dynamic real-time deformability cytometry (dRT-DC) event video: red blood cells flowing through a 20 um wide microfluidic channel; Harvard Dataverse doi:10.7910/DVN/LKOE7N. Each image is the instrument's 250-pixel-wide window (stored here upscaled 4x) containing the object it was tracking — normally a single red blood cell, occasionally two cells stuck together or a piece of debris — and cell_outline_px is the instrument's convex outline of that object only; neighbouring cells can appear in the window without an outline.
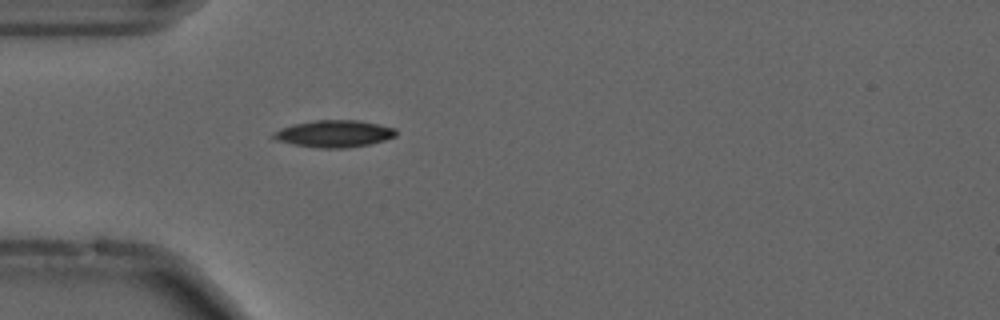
{"species": "common noctule bat (a hibernating species)", "species_latin": "Nyctalus noctula", "temperature_condition": "cold", "stored_images_in_passage": 12, "camera_frame_rate_fps": 3000, "um_per_image_px": 0.085, "animal": {"sex": "male", "forearm_length_mm": 52.5}, "frame": {"image": 1, "passage_image": 1, "time_ms": 0.0, "image_size_px": [1000, 320], "cell_outline_px": [[396, 136], [384, 140], [368, 144], [344, 148], [324, 148], [296, 144], [276, 140], [272, 136], [280, 128], [292, 124], [316, 120], [360, 120], [380, 124], [396, 128]], "centroid_in_image_um": [28.44, 11.34], "position_along_channel_um": 56.6, "area_um2": 19.07}}
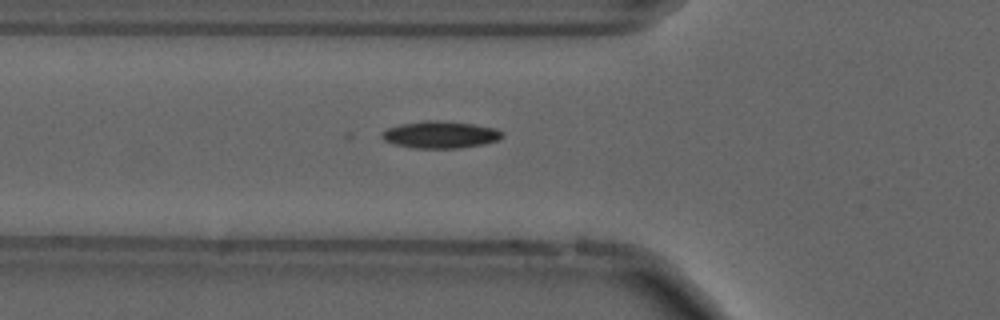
{"frame": {"image": 2, "passage_image": 4, "time_ms": 1.0, "image_size_px": [1000, 320], "cell_outline_px": [[504, 136], [500, 140], [484, 144], [460, 148], [412, 148], [392, 144], [384, 140], [380, 136], [380, 132], [388, 128], [400, 124], [424, 120], [432, 120], [472, 124], [496, 128], [504, 132]], "centroid_in_image_um": [37.42, 11.45], "position_along_channel_um": 88.4, "area_um2": 19.19}}